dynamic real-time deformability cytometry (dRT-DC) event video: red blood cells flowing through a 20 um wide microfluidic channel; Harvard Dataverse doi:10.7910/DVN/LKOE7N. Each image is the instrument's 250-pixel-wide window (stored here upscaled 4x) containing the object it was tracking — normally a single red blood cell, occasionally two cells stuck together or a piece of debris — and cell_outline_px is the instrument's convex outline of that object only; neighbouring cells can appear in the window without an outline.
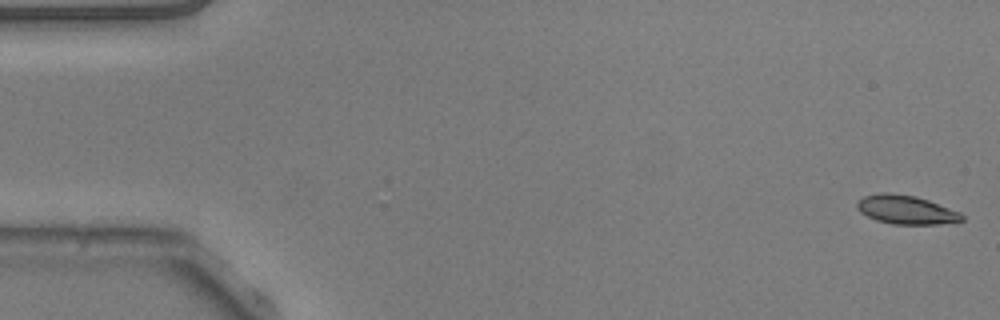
{"species": "common noctule bat (a hibernating species)", "species_latin": "Nyctalus noctula", "temperature_condition": "warm", "stored_images_in_passage": 10, "camera_frame_rate_fps": 3000, "um_per_image_px": 0.085, "animal": {"sex": "male", "body_mass_g": 20.5, "forearm_length_mm": 52.5}, "frame": {"image": 1, "passage_image": 1, "time_ms": 0.0, "image_size_px": [1000, 320], "cell_outline_px": [[964, 220], [956, 224], [892, 224], [876, 220], [860, 212], [856, 208], [856, 204], [864, 196], [880, 192], [888, 192], [916, 196], [928, 200], [960, 212], [964, 216]], "centroid_in_image_um": [77.06, 17.84], "position_along_channel_um": 7.9, "area_um2": 17.8}}